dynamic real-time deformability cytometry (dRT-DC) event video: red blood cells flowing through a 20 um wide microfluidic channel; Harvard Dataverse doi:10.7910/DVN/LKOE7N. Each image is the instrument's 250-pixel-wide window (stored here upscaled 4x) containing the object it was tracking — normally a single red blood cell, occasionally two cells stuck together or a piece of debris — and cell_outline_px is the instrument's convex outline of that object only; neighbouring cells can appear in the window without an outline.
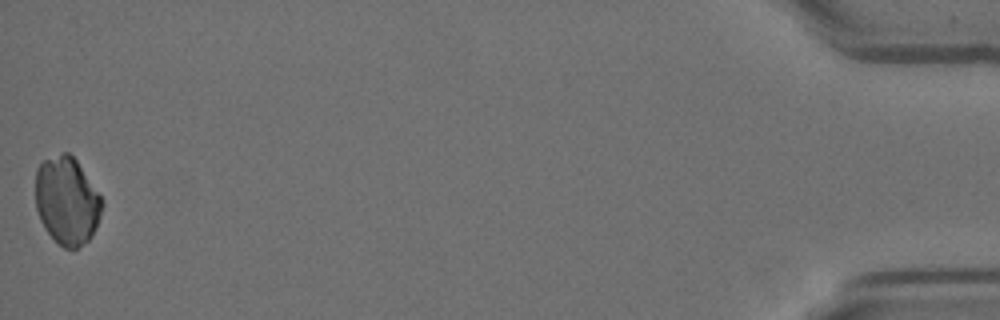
{"species": "Egyptian fruit bat (a non-hibernating species)", "species_latin": "Rousettus aegyptiacus", "temperature_condition": "room temperature", "stored_images_in_passage": 50, "camera_frame_rate_fps": 3000, "um_per_image_px": 0.085, "animal": {"sex": "female"}, "frame": {"image": 1, "passage_image": 50, "time_ms": 16.333, "image_size_px": [1000, 320], "cell_outline_px": [[104, 204], [100, 216], [92, 236], [88, 240], [76, 248], [64, 248], [44, 228], [40, 220], [36, 208], [36, 168], [44, 160], [60, 152], [68, 152], [76, 160], [100, 196]], "centroid_in_image_um": [5.68, 17.05], "position_along_channel_um": 429.5, "area_um2": 33.76}}